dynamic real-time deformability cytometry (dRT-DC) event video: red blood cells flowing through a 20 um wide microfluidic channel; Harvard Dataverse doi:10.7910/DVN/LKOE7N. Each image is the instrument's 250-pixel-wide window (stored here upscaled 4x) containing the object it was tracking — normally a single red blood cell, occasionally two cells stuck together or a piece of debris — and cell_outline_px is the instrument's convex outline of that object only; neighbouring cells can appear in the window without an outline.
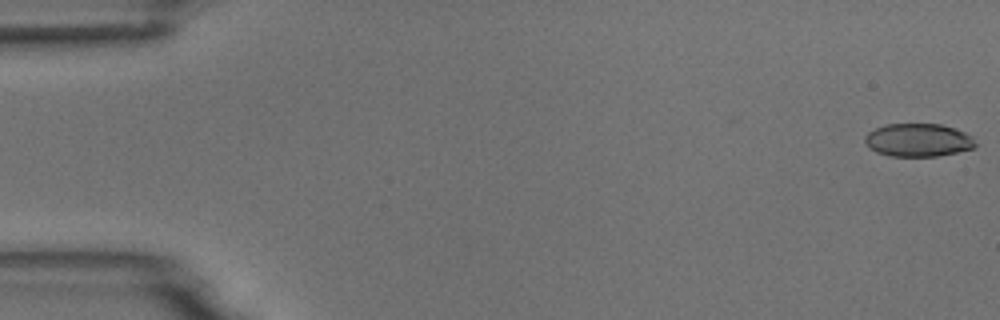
{"species": "common noctule bat (a hibernating species)", "species_latin": "Nyctalus noctula", "temperature_condition": "room temperature", "stored_images_in_passage": 10, "camera_frame_rate_fps": 3000, "um_per_image_px": 0.085, "animal": {"sex": "male", "body_mass_g": 18.8}, "frame": {"image": 1, "passage_image": 1, "time_ms": 0.0, "image_size_px": [1000, 320], "cell_outline_px": [[976, 144], [972, 148], [956, 152], [936, 156], [888, 156], [876, 152], [868, 148], [864, 140], [864, 136], [868, 132], [884, 124], [940, 124], [956, 128], [972, 136]], "centroid_in_image_um": [78.0, 11.9], "position_along_channel_um": 7.0, "area_um2": 21.39}}
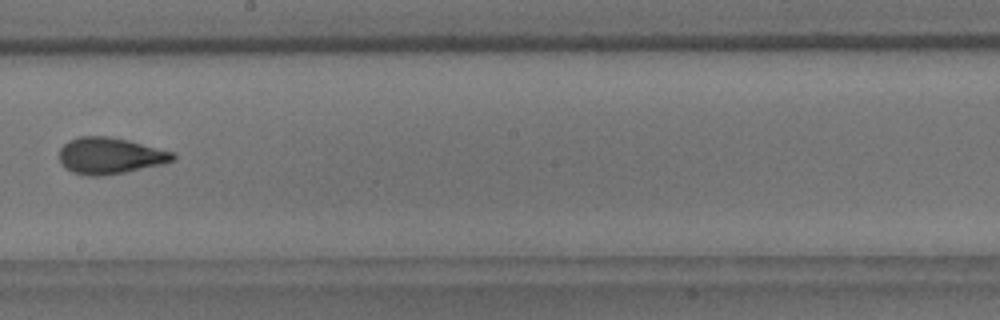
{"frame": {"image": 2, "passage_image": 9, "time_ms": 10.0, "image_size_px": [1000, 320], "cell_outline_px": [[176, 156], [172, 160], [160, 164], [124, 172], [100, 176], [88, 176], [72, 172], [64, 168], [60, 164], [60, 148], [68, 140], [80, 136], [108, 136], [128, 140], [172, 152]], "centroid_in_image_um": [9.27, 13.23], "position_along_channel_um": 238.9, "area_um2": 23.87}}
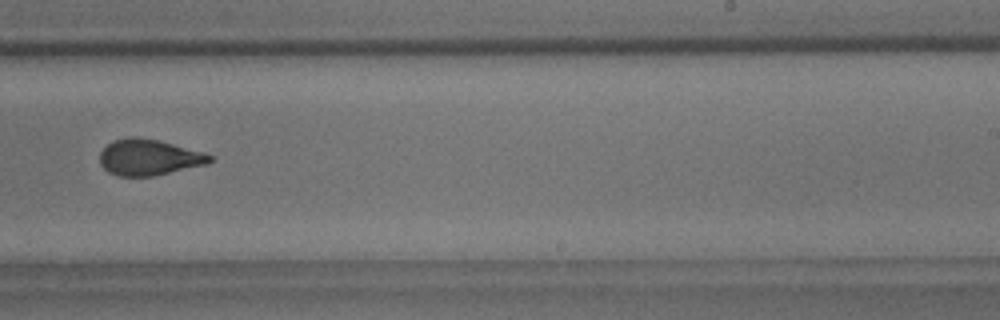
{"frame": {"image": 3, "passage_image": 10, "time_ms": 11.0, "image_size_px": [1000, 320], "cell_outline_px": [[212, 160], [204, 164], [152, 176], [120, 176], [108, 172], [100, 164], [100, 152], [112, 140], [132, 136], [156, 140], [204, 152], [212, 156]], "centroid_in_image_um": [12.6, 13.37], "position_along_channel_um": 276.4, "area_um2": 22.66}}